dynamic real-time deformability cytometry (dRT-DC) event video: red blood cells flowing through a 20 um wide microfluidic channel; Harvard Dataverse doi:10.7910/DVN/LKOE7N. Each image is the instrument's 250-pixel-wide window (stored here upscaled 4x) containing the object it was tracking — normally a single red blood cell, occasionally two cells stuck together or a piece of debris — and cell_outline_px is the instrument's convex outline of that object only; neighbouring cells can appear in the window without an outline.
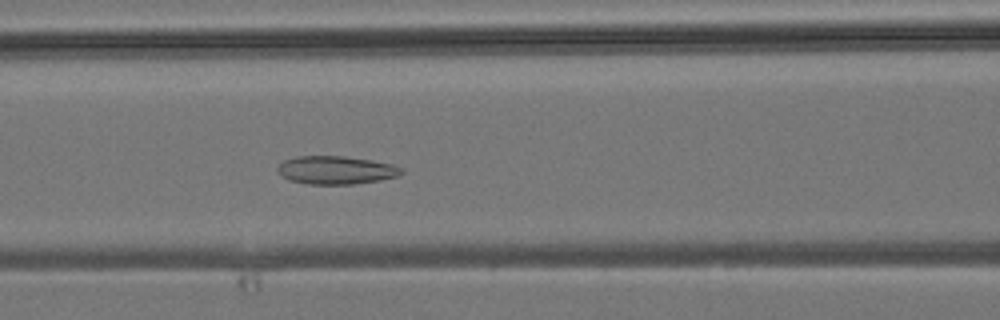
{"species": "common noctule bat (a hibernating species)", "species_latin": "Nyctalus noctula", "temperature_condition": "room temperature", "stored_images_in_passage": 33, "camera_frame_rate_fps": 3000, "um_per_image_px": 0.085, "animal": {"sex": "male", "body_mass_g": 19.2, "forearm_length_mm": 51.8}, "frame": {"image": 1, "passage_image": 19, "time_ms": 6.0, "image_size_px": [1000, 320], "cell_outline_px": [[404, 172], [396, 176], [380, 180], [352, 184], [308, 184], [288, 180], [276, 168], [284, 160], [296, 156], [344, 156], [372, 160], [392, 164], [404, 168]], "centroid_in_image_um": [28.58, 14.45], "position_along_channel_um": 138.0, "area_um2": 20.29}}
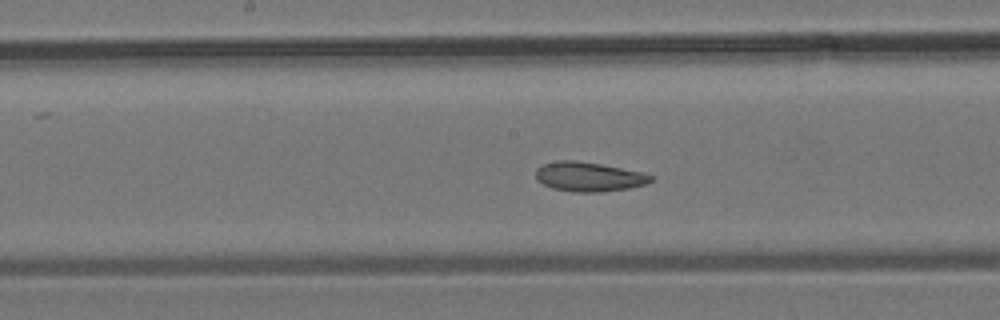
{"frame": {"image": 2, "passage_image": 23, "time_ms": 7.333, "image_size_px": [1000, 320], "cell_outline_px": [[656, 176], [652, 180], [644, 184], [628, 188], [600, 192], [572, 192], [552, 188], [536, 180], [536, 168], [544, 164], [560, 160], [576, 160], [600, 164], [640, 172]], "centroid_in_image_um": [50.02, 15.02], "position_along_channel_um": 198.2, "area_um2": 19.59}}
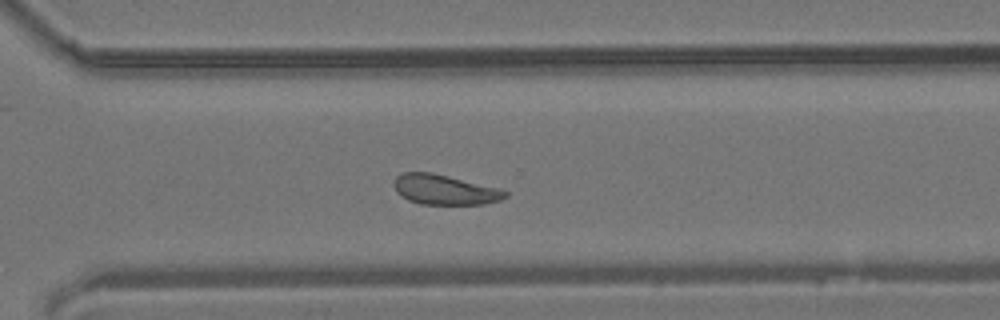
{"frame": {"image": 3, "passage_image": 32, "time_ms": 10.333, "image_size_px": [1000, 320], "cell_outline_px": [[508, 196], [500, 200], [484, 204], [420, 204], [408, 200], [400, 196], [396, 192], [392, 184], [396, 176], [404, 172], [432, 172], [500, 188], [508, 192]], "centroid_in_image_um": [37.77, 16.12], "position_along_channel_um": 332.8, "area_um2": 19.65}}